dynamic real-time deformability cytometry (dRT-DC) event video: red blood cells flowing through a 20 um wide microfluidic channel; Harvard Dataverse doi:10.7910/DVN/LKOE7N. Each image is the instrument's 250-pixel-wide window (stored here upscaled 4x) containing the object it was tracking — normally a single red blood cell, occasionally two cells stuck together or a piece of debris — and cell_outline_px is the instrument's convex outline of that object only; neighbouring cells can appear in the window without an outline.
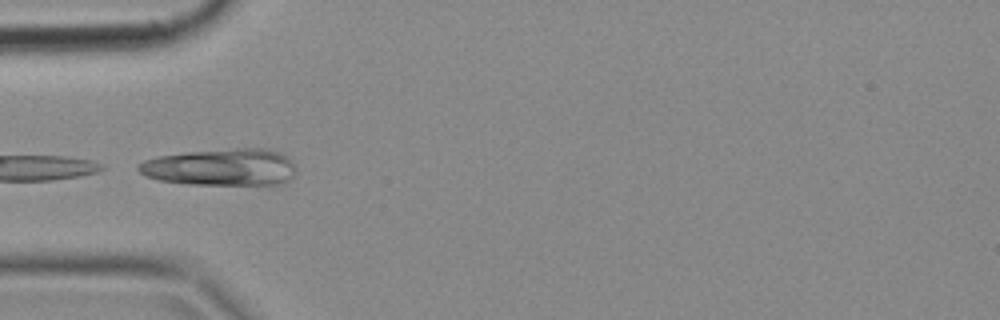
{"species": "common noctule bat (a hibernating species)", "species_latin": "Nyctalus noctula", "temperature_condition": "cold", "stored_images_in_passage": 32, "camera_frame_rate_fps": 3000, "um_per_image_px": 0.085, "animal": {"sex": "female", "body_mass_g": 18.4}, "frame": {"image": 1, "passage_image": 1, "time_ms": 0.0, "image_size_px": [1000, 320], "cell_outline_px": [[292, 180], [284, 184], [188, 184], [156, 180], [140, 172], [136, 168], [136, 164], [144, 160], [156, 156], [184, 152], [236, 148], [268, 148], [280, 152], [288, 156], [292, 164]], "centroid_in_image_um": [18.75, 14.2], "position_along_channel_um": 66.2, "area_um2": 34.16}}